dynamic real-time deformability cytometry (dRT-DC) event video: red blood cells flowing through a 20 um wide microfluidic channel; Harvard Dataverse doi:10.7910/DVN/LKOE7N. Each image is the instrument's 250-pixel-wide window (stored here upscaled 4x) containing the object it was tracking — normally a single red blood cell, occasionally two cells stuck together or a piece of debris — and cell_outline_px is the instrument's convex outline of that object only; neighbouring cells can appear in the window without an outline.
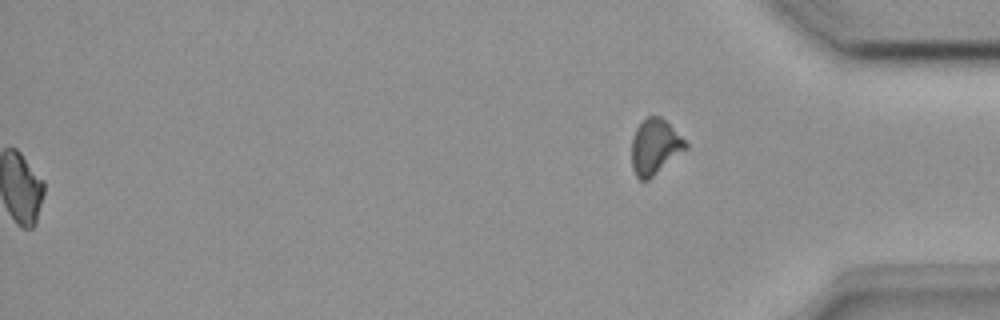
{"species": "common noctule bat (a hibernating species)", "species_latin": "Nyctalus noctula", "temperature_condition": "room temperature", "stored_images_in_passage": 48, "segment_of_instrument_passage": [2, 2], "camera_frame_rate_fps": 3000, "um_per_image_px": 0.085, "animal": {"sex": "female", "body_mass_g": 18.4}, "frame": {"image": 1, "passage_image": 48, "time_ms": 15.667, "image_size_px": [1000, 320], "cell_outline_px": [[688, 148], [648, 180], [640, 180], [636, 176], [632, 168], [632, 136], [636, 128], [648, 116], [660, 116], [688, 144]], "centroid_in_image_um": [55.65, 12.5], "position_along_channel_um": 379.5, "area_um2": 17.17}}